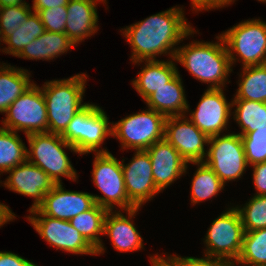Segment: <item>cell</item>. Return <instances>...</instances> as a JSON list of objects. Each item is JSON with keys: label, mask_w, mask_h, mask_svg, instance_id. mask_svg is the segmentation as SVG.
Returning <instances> with one entry per match:
<instances>
[{"label": "cell", "mask_w": 266, "mask_h": 266, "mask_svg": "<svg viewBox=\"0 0 266 266\" xmlns=\"http://www.w3.org/2000/svg\"><path fill=\"white\" fill-rule=\"evenodd\" d=\"M182 8L172 7L124 28L123 34L132 46L131 61L155 60L156 55L169 52L174 59L177 43L193 34Z\"/></svg>", "instance_id": "1"}, {"label": "cell", "mask_w": 266, "mask_h": 266, "mask_svg": "<svg viewBox=\"0 0 266 266\" xmlns=\"http://www.w3.org/2000/svg\"><path fill=\"white\" fill-rule=\"evenodd\" d=\"M220 42L195 41L177 48L174 59L180 62L196 79L211 83L208 88H221L232 71L228 51L222 36Z\"/></svg>", "instance_id": "2"}, {"label": "cell", "mask_w": 266, "mask_h": 266, "mask_svg": "<svg viewBox=\"0 0 266 266\" xmlns=\"http://www.w3.org/2000/svg\"><path fill=\"white\" fill-rule=\"evenodd\" d=\"M86 78V74L82 73L45 82L42 93L47 108L49 133L62 135L72 118L87 105L82 104Z\"/></svg>", "instance_id": "3"}, {"label": "cell", "mask_w": 266, "mask_h": 266, "mask_svg": "<svg viewBox=\"0 0 266 266\" xmlns=\"http://www.w3.org/2000/svg\"><path fill=\"white\" fill-rule=\"evenodd\" d=\"M30 150L27 149V161L35 164L46 172L54 184L61 183L64 176L73 181L77 179L74 170L63 147L77 153V150L68 144L61 135L54 133H34L27 135Z\"/></svg>", "instance_id": "4"}, {"label": "cell", "mask_w": 266, "mask_h": 266, "mask_svg": "<svg viewBox=\"0 0 266 266\" xmlns=\"http://www.w3.org/2000/svg\"><path fill=\"white\" fill-rule=\"evenodd\" d=\"M107 136H112L107 115L99 106L89 103L72 118L61 135L79 155L94 151L109 153L105 149L98 150Z\"/></svg>", "instance_id": "5"}, {"label": "cell", "mask_w": 266, "mask_h": 266, "mask_svg": "<svg viewBox=\"0 0 266 266\" xmlns=\"http://www.w3.org/2000/svg\"><path fill=\"white\" fill-rule=\"evenodd\" d=\"M95 155L92 179L103 194V197L93 195L95 204L108 211H112L115 205L126 212L137 208L128 199L126 193L122 162H119L110 152L96 153Z\"/></svg>", "instance_id": "6"}, {"label": "cell", "mask_w": 266, "mask_h": 266, "mask_svg": "<svg viewBox=\"0 0 266 266\" xmlns=\"http://www.w3.org/2000/svg\"><path fill=\"white\" fill-rule=\"evenodd\" d=\"M231 66L236 52L245 66L266 64V23L260 19L247 20L233 26L223 34ZM234 51V52H233Z\"/></svg>", "instance_id": "7"}, {"label": "cell", "mask_w": 266, "mask_h": 266, "mask_svg": "<svg viewBox=\"0 0 266 266\" xmlns=\"http://www.w3.org/2000/svg\"><path fill=\"white\" fill-rule=\"evenodd\" d=\"M165 119L163 114L148 108L112 123V136L120 140L123 149L147 150L164 139Z\"/></svg>", "instance_id": "8"}, {"label": "cell", "mask_w": 266, "mask_h": 266, "mask_svg": "<svg viewBox=\"0 0 266 266\" xmlns=\"http://www.w3.org/2000/svg\"><path fill=\"white\" fill-rule=\"evenodd\" d=\"M3 128L25 135L48 132L47 108L42 89L36 84L20 95L7 109Z\"/></svg>", "instance_id": "9"}, {"label": "cell", "mask_w": 266, "mask_h": 266, "mask_svg": "<svg viewBox=\"0 0 266 266\" xmlns=\"http://www.w3.org/2000/svg\"><path fill=\"white\" fill-rule=\"evenodd\" d=\"M244 233L238 210L236 207L229 209L212 222L205 236V255L228 263L236 262L241 252Z\"/></svg>", "instance_id": "10"}, {"label": "cell", "mask_w": 266, "mask_h": 266, "mask_svg": "<svg viewBox=\"0 0 266 266\" xmlns=\"http://www.w3.org/2000/svg\"><path fill=\"white\" fill-rule=\"evenodd\" d=\"M211 144V145H210ZM207 158L203 161L225 185L227 181L238 179L248 166L244 145L239 133L209 137Z\"/></svg>", "instance_id": "11"}, {"label": "cell", "mask_w": 266, "mask_h": 266, "mask_svg": "<svg viewBox=\"0 0 266 266\" xmlns=\"http://www.w3.org/2000/svg\"><path fill=\"white\" fill-rule=\"evenodd\" d=\"M29 212L33 216H28V220L51 247L73 254L96 255V249L71 225L70 221L43 215L38 209Z\"/></svg>", "instance_id": "12"}, {"label": "cell", "mask_w": 266, "mask_h": 266, "mask_svg": "<svg viewBox=\"0 0 266 266\" xmlns=\"http://www.w3.org/2000/svg\"><path fill=\"white\" fill-rule=\"evenodd\" d=\"M185 116L166 117L164 139L179 152L187 163L203 162L207 154L204 145L208 144L209 137Z\"/></svg>", "instance_id": "13"}, {"label": "cell", "mask_w": 266, "mask_h": 266, "mask_svg": "<svg viewBox=\"0 0 266 266\" xmlns=\"http://www.w3.org/2000/svg\"><path fill=\"white\" fill-rule=\"evenodd\" d=\"M223 93L222 88H208L197 109L190 114V121L208 137L220 135L229 123L233 105L232 101L227 102Z\"/></svg>", "instance_id": "14"}, {"label": "cell", "mask_w": 266, "mask_h": 266, "mask_svg": "<svg viewBox=\"0 0 266 266\" xmlns=\"http://www.w3.org/2000/svg\"><path fill=\"white\" fill-rule=\"evenodd\" d=\"M122 170L128 199L140 208L143 203L161 192L155 185L152 175V164L146 150H139Z\"/></svg>", "instance_id": "15"}, {"label": "cell", "mask_w": 266, "mask_h": 266, "mask_svg": "<svg viewBox=\"0 0 266 266\" xmlns=\"http://www.w3.org/2000/svg\"><path fill=\"white\" fill-rule=\"evenodd\" d=\"M8 172L10 175L3 183L4 186L16 193L34 198L29 211L37 209L42 204L44 196L55 185L46 172L27 160Z\"/></svg>", "instance_id": "16"}, {"label": "cell", "mask_w": 266, "mask_h": 266, "mask_svg": "<svg viewBox=\"0 0 266 266\" xmlns=\"http://www.w3.org/2000/svg\"><path fill=\"white\" fill-rule=\"evenodd\" d=\"M95 205L92 194L77 191H66L62 183L55 184L44 196L42 204L37 208L43 215L70 221L78 214L91 209Z\"/></svg>", "instance_id": "17"}, {"label": "cell", "mask_w": 266, "mask_h": 266, "mask_svg": "<svg viewBox=\"0 0 266 266\" xmlns=\"http://www.w3.org/2000/svg\"><path fill=\"white\" fill-rule=\"evenodd\" d=\"M156 187L162 191L186 172L187 162L165 139L153 143L147 150Z\"/></svg>", "instance_id": "18"}, {"label": "cell", "mask_w": 266, "mask_h": 266, "mask_svg": "<svg viewBox=\"0 0 266 266\" xmlns=\"http://www.w3.org/2000/svg\"><path fill=\"white\" fill-rule=\"evenodd\" d=\"M97 1L69 0L66 6L68 14L65 34L75 45L98 30Z\"/></svg>", "instance_id": "19"}, {"label": "cell", "mask_w": 266, "mask_h": 266, "mask_svg": "<svg viewBox=\"0 0 266 266\" xmlns=\"http://www.w3.org/2000/svg\"><path fill=\"white\" fill-rule=\"evenodd\" d=\"M139 208L128 210L127 216L121 212L109 211L104 221V234L111 239L113 247L120 252H130L143 248V238L131 222ZM115 213V214H114Z\"/></svg>", "instance_id": "20"}, {"label": "cell", "mask_w": 266, "mask_h": 266, "mask_svg": "<svg viewBox=\"0 0 266 266\" xmlns=\"http://www.w3.org/2000/svg\"><path fill=\"white\" fill-rule=\"evenodd\" d=\"M181 80L178 72L167 84L158 88L145 100L148 107L165 117L185 115L189 104Z\"/></svg>", "instance_id": "21"}, {"label": "cell", "mask_w": 266, "mask_h": 266, "mask_svg": "<svg viewBox=\"0 0 266 266\" xmlns=\"http://www.w3.org/2000/svg\"><path fill=\"white\" fill-rule=\"evenodd\" d=\"M145 67L139 72L132 85L144 101L158 88L167 84L178 70L172 61L145 60Z\"/></svg>", "instance_id": "22"}, {"label": "cell", "mask_w": 266, "mask_h": 266, "mask_svg": "<svg viewBox=\"0 0 266 266\" xmlns=\"http://www.w3.org/2000/svg\"><path fill=\"white\" fill-rule=\"evenodd\" d=\"M74 45L65 33L45 31L44 34L26 45L18 57L30 60H53V58L67 52Z\"/></svg>", "instance_id": "23"}, {"label": "cell", "mask_w": 266, "mask_h": 266, "mask_svg": "<svg viewBox=\"0 0 266 266\" xmlns=\"http://www.w3.org/2000/svg\"><path fill=\"white\" fill-rule=\"evenodd\" d=\"M109 211L98 204L70 220L71 225L96 249V255L104 252L100 235H104V221Z\"/></svg>", "instance_id": "24"}, {"label": "cell", "mask_w": 266, "mask_h": 266, "mask_svg": "<svg viewBox=\"0 0 266 266\" xmlns=\"http://www.w3.org/2000/svg\"><path fill=\"white\" fill-rule=\"evenodd\" d=\"M9 66V67H8ZM28 71L11 65L0 66V112L5 113L8 107L25 91L31 83Z\"/></svg>", "instance_id": "25"}, {"label": "cell", "mask_w": 266, "mask_h": 266, "mask_svg": "<svg viewBox=\"0 0 266 266\" xmlns=\"http://www.w3.org/2000/svg\"><path fill=\"white\" fill-rule=\"evenodd\" d=\"M242 71L234 99L266 103V64L245 66Z\"/></svg>", "instance_id": "26"}, {"label": "cell", "mask_w": 266, "mask_h": 266, "mask_svg": "<svg viewBox=\"0 0 266 266\" xmlns=\"http://www.w3.org/2000/svg\"><path fill=\"white\" fill-rule=\"evenodd\" d=\"M44 32L45 28L39 15L33 12L17 30H14L3 39V42L8 45V48L5 47L2 52L17 57L26 45L44 34Z\"/></svg>", "instance_id": "27"}, {"label": "cell", "mask_w": 266, "mask_h": 266, "mask_svg": "<svg viewBox=\"0 0 266 266\" xmlns=\"http://www.w3.org/2000/svg\"><path fill=\"white\" fill-rule=\"evenodd\" d=\"M27 160V147L17 132L0 127V172H7Z\"/></svg>", "instance_id": "28"}, {"label": "cell", "mask_w": 266, "mask_h": 266, "mask_svg": "<svg viewBox=\"0 0 266 266\" xmlns=\"http://www.w3.org/2000/svg\"><path fill=\"white\" fill-rule=\"evenodd\" d=\"M232 105L237 106L234 111V119L242 129L240 135L248 134L266 125V103L234 99Z\"/></svg>", "instance_id": "29"}, {"label": "cell", "mask_w": 266, "mask_h": 266, "mask_svg": "<svg viewBox=\"0 0 266 266\" xmlns=\"http://www.w3.org/2000/svg\"><path fill=\"white\" fill-rule=\"evenodd\" d=\"M193 164L199 165L191 185V202L196 204L217 195L223 189L224 184L204 162Z\"/></svg>", "instance_id": "30"}, {"label": "cell", "mask_w": 266, "mask_h": 266, "mask_svg": "<svg viewBox=\"0 0 266 266\" xmlns=\"http://www.w3.org/2000/svg\"><path fill=\"white\" fill-rule=\"evenodd\" d=\"M237 264L266 266V228L245 232Z\"/></svg>", "instance_id": "31"}, {"label": "cell", "mask_w": 266, "mask_h": 266, "mask_svg": "<svg viewBox=\"0 0 266 266\" xmlns=\"http://www.w3.org/2000/svg\"><path fill=\"white\" fill-rule=\"evenodd\" d=\"M238 210L245 232L266 228V196L255 195Z\"/></svg>", "instance_id": "32"}, {"label": "cell", "mask_w": 266, "mask_h": 266, "mask_svg": "<svg viewBox=\"0 0 266 266\" xmlns=\"http://www.w3.org/2000/svg\"><path fill=\"white\" fill-rule=\"evenodd\" d=\"M247 164L266 161V125L257 130L241 135Z\"/></svg>", "instance_id": "33"}, {"label": "cell", "mask_w": 266, "mask_h": 266, "mask_svg": "<svg viewBox=\"0 0 266 266\" xmlns=\"http://www.w3.org/2000/svg\"><path fill=\"white\" fill-rule=\"evenodd\" d=\"M29 4L22 6H4L0 8V33L4 39L17 30L32 14Z\"/></svg>", "instance_id": "34"}, {"label": "cell", "mask_w": 266, "mask_h": 266, "mask_svg": "<svg viewBox=\"0 0 266 266\" xmlns=\"http://www.w3.org/2000/svg\"><path fill=\"white\" fill-rule=\"evenodd\" d=\"M36 12L45 31H51L55 33H65V26L67 22V9L66 6L54 7L44 10H34Z\"/></svg>", "instance_id": "35"}, {"label": "cell", "mask_w": 266, "mask_h": 266, "mask_svg": "<svg viewBox=\"0 0 266 266\" xmlns=\"http://www.w3.org/2000/svg\"><path fill=\"white\" fill-rule=\"evenodd\" d=\"M167 260L173 266H228V262L212 258L210 256H205V258H195V257H177L171 256Z\"/></svg>", "instance_id": "36"}, {"label": "cell", "mask_w": 266, "mask_h": 266, "mask_svg": "<svg viewBox=\"0 0 266 266\" xmlns=\"http://www.w3.org/2000/svg\"><path fill=\"white\" fill-rule=\"evenodd\" d=\"M252 166L254 186L258 192L256 195L266 196V161Z\"/></svg>", "instance_id": "37"}, {"label": "cell", "mask_w": 266, "mask_h": 266, "mask_svg": "<svg viewBox=\"0 0 266 266\" xmlns=\"http://www.w3.org/2000/svg\"><path fill=\"white\" fill-rule=\"evenodd\" d=\"M0 266H38L12 252H0Z\"/></svg>", "instance_id": "38"}, {"label": "cell", "mask_w": 266, "mask_h": 266, "mask_svg": "<svg viewBox=\"0 0 266 266\" xmlns=\"http://www.w3.org/2000/svg\"><path fill=\"white\" fill-rule=\"evenodd\" d=\"M193 9L201 11V10H208L212 8H218L222 7L224 5H229L231 4L232 1L234 0H191Z\"/></svg>", "instance_id": "39"}, {"label": "cell", "mask_w": 266, "mask_h": 266, "mask_svg": "<svg viewBox=\"0 0 266 266\" xmlns=\"http://www.w3.org/2000/svg\"><path fill=\"white\" fill-rule=\"evenodd\" d=\"M69 0H33V10H44L54 7L67 6Z\"/></svg>", "instance_id": "40"}, {"label": "cell", "mask_w": 266, "mask_h": 266, "mask_svg": "<svg viewBox=\"0 0 266 266\" xmlns=\"http://www.w3.org/2000/svg\"><path fill=\"white\" fill-rule=\"evenodd\" d=\"M14 217L15 214L12 213L8 206L0 203V227L6 222L15 219Z\"/></svg>", "instance_id": "41"}, {"label": "cell", "mask_w": 266, "mask_h": 266, "mask_svg": "<svg viewBox=\"0 0 266 266\" xmlns=\"http://www.w3.org/2000/svg\"><path fill=\"white\" fill-rule=\"evenodd\" d=\"M152 266H173L165 257L156 255L150 257Z\"/></svg>", "instance_id": "42"}, {"label": "cell", "mask_w": 266, "mask_h": 266, "mask_svg": "<svg viewBox=\"0 0 266 266\" xmlns=\"http://www.w3.org/2000/svg\"><path fill=\"white\" fill-rule=\"evenodd\" d=\"M26 4L28 3L22 0H0V8L4 6H22Z\"/></svg>", "instance_id": "43"}, {"label": "cell", "mask_w": 266, "mask_h": 266, "mask_svg": "<svg viewBox=\"0 0 266 266\" xmlns=\"http://www.w3.org/2000/svg\"><path fill=\"white\" fill-rule=\"evenodd\" d=\"M235 264H236L235 262L229 263L228 266H235Z\"/></svg>", "instance_id": "44"}, {"label": "cell", "mask_w": 266, "mask_h": 266, "mask_svg": "<svg viewBox=\"0 0 266 266\" xmlns=\"http://www.w3.org/2000/svg\"><path fill=\"white\" fill-rule=\"evenodd\" d=\"M0 41H2V42H3V38H2V36H1V33H0Z\"/></svg>", "instance_id": "45"}]
</instances>
